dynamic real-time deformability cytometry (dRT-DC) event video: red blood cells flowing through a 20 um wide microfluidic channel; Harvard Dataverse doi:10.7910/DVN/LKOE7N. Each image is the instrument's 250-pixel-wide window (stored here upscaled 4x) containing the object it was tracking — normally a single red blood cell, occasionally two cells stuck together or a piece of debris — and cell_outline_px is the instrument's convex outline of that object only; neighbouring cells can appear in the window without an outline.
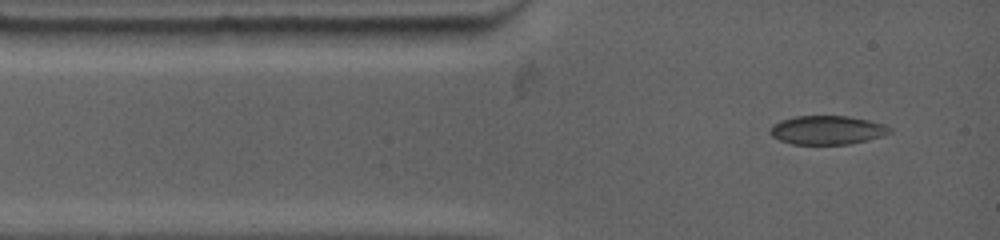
{"species": "common noctule bat (a hibernating species)", "species_latin": "Nyctalus noctula", "temperature_condition": "warm", "stored_images_in_passage": 51, "camera_frame_rate_fps": 4500, "um_per_image_px": 0.085, "animal": {"sex": "female", "body_mass_g": 19.0, "forearm_length_mm": 53.3}, "frame": {"image": 1, "passage_image": 1, "time_ms": 0.0, "image_size_px": [1000, 240], "cell_outline_px": [[892, 132], [868, 140], [848, 144], [792, 144], [780, 140], [772, 136], [768, 132], [772, 124], [780, 120], [796, 116], [848, 116], [868, 120], [884, 124], [892, 128]], "centroid_in_image_um": [70.29, 11.05], "position_along_channel_um": 14.7, "area_um2": 20.11}}
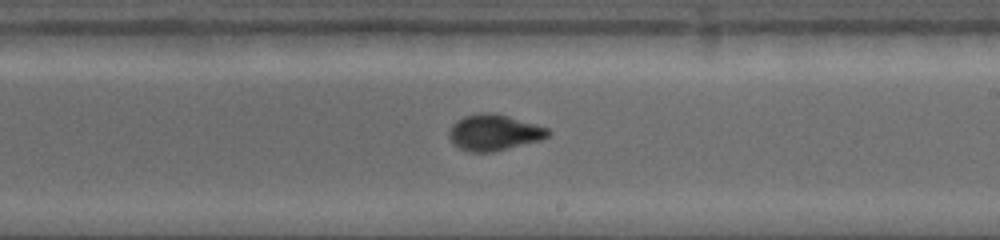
{"frame": {"image": 2, "passage_image": 23, "time_ms": 6.667, "image_size_px": [1000, 240], "cell_outline_px": [[552, 132], [548, 136], [540, 140], [492, 152], [468, 152], [452, 144], [448, 136], [448, 132], [452, 124], [456, 120], [464, 116], [480, 112], [492, 112], [508, 116], [536, 124], [548, 128]], "centroid_in_image_um": [41.95, 11.26], "position_along_channel_um": 247.0, "area_um2": 20.92}}
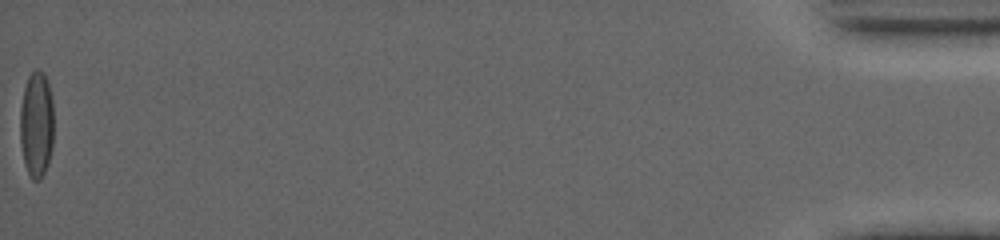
{"frame": {"image": 3, "passage_image": 50, "time_ms": 16.0, "image_size_px": [1000, 240], "cell_outline_px": [[52, 148], [48, 164], [40, 180], [32, 180], [28, 172], [24, 160], [20, 140], [20, 108], [24, 88], [28, 76], [36, 68], [44, 72], [48, 84], [52, 100]], "centroid_in_image_um": [3.09, 10.55], "position_along_channel_um": 432.1, "area_um2": 20.75}}